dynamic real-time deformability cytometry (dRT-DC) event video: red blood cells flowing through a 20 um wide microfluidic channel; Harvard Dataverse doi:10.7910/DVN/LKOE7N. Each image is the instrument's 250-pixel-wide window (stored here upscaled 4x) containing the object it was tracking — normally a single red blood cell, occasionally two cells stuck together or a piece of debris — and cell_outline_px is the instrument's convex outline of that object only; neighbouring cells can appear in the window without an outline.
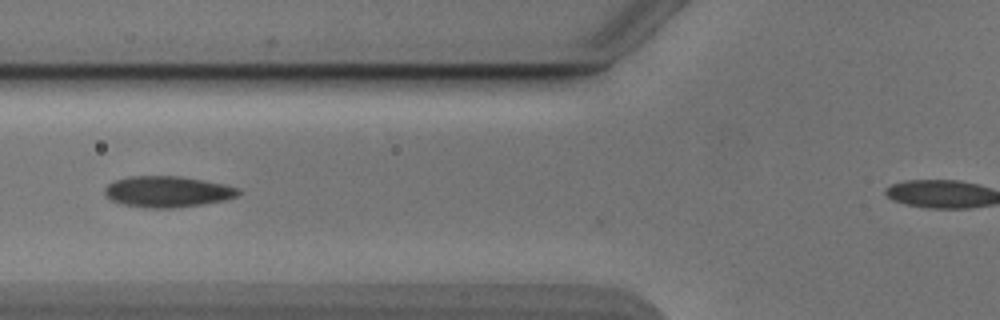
{"species": "Egyptian fruit bat (a non-hibernating species)", "species_latin": "Rousettus aegyptiacus", "temperature_condition": "cold", "stored_images_in_passage": 15, "camera_frame_rate_fps": 3000, "um_per_image_px": 0.085, "animal": {"sex": "male"}, "frame": {"image": 1, "passage_image": 14, "time_ms": 4.333, "image_size_px": [1000, 320], "cell_outline_px": [[240, 192], [236, 196], [224, 200], [180, 208], [148, 208], [120, 204], [104, 196], [104, 188], [108, 184], [116, 180], [128, 176], [180, 176], [204, 180], [224, 184], [240, 188]], "centroid_in_image_um": [14.21, 16.29], "position_along_channel_um": 111.6, "area_um2": 24.39}}